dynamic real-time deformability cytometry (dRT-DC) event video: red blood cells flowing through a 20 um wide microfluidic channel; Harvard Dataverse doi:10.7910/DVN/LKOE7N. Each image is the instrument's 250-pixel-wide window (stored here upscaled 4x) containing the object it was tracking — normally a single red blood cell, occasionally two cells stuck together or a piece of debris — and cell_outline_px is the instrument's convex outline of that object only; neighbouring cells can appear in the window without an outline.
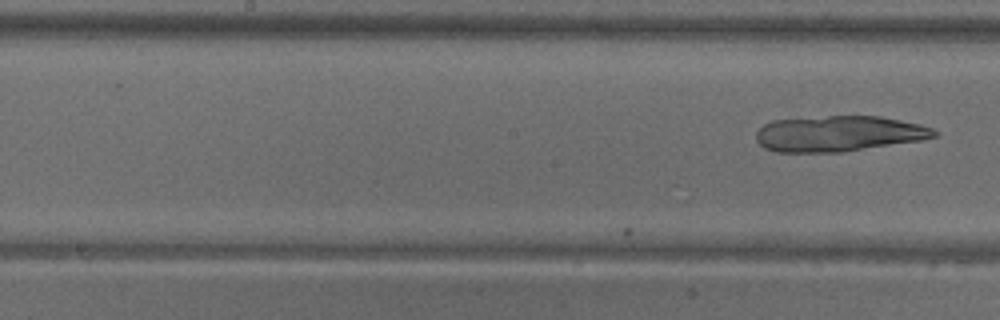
{"species": "common noctule bat (a hibernating species)", "species_latin": "Nyctalus noctula", "temperature_condition": "warm", "stored_images_in_passage": 16, "camera_frame_rate_fps": 3000, "um_per_image_px": 0.085, "animal": {"sex": "male", "body_mass_g": 18.8}, "frame": {"image": 1, "passage_image": 16, "time_ms": 5.0, "image_size_px": [1000, 320], "cell_outline_px": [[940, 136], [920, 140], [840, 152], [776, 152], [764, 148], [756, 140], [756, 132], [764, 124], [772, 120], [828, 116], [880, 116], [900, 120], [932, 128], [940, 132]], "centroid_in_image_um": [71.28, 11.36], "position_along_channel_um": 176.9, "area_um2": 36.93}}